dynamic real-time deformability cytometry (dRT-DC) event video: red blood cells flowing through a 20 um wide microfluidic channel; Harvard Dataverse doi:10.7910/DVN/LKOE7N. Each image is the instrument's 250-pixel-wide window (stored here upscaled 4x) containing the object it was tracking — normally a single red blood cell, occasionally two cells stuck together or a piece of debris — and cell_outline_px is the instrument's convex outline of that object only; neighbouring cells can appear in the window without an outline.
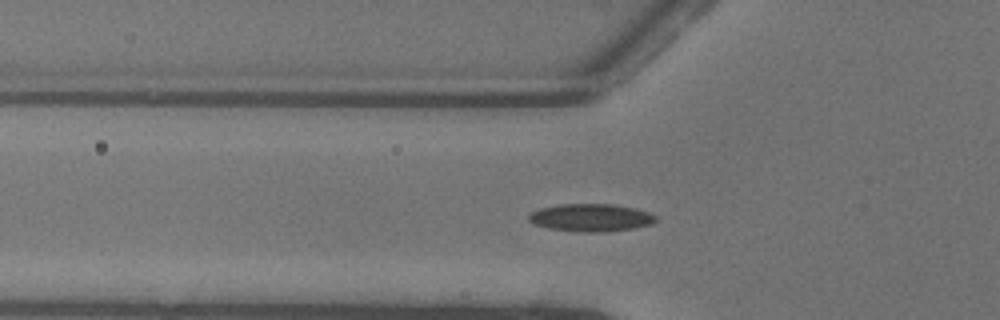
{"species": "common noctule bat (a hibernating species)", "species_latin": "Nyctalus noctula", "temperature_condition": "warm", "stored_images_in_passage": 52, "camera_frame_rate_fps": 3000, "um_per_image_px": 0.085, "animal": {"sex": "female"}, "frame": {"image": 1, "passage_image": 18, "time_ms": 5.667, "image_size_px": [1000, 320], "cell_outline_px": [[656, 220], [652, 224], [632, 228], [600, 232], [576, 232], [548, 228], [536, 224], [528, 220], [528, 216], [532, 212], [540, 208], [560, 204], [612, 204], [632, 208], [648, 212], [656, 216]], "centroid_in_image_um": [50.2, 18.5], "position_along_channel_um": 75.6, "area_um2": 20.29}}
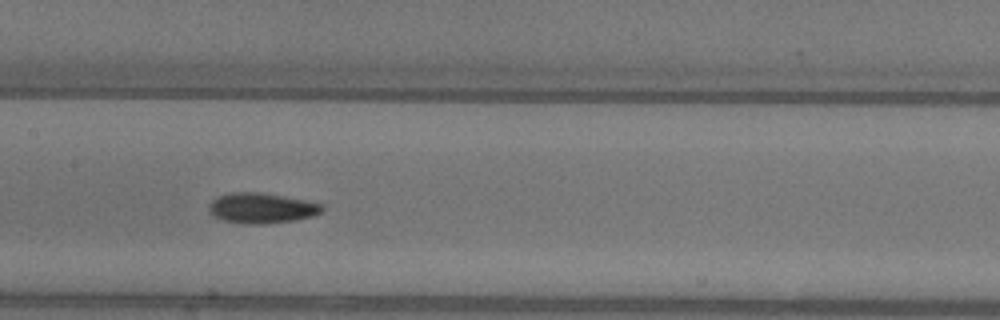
{"frame": {"image": 2, "passage_image": 26, "time_ms": 8.333, "image_size_px": [1000, 320], "cell_outline_px": [[324, 208], [320, 212], [312, 216], [296, 220], [264, 224], [244, 224], [220, 220], [208, 212], [208, 208], [212, 200], [216, 196], [228, 192], [260, 192], [308, 200], [324, 204]], "centroid_in_image_um": [22.21, 17.68], "position_along_channel_um": 185.2, "area_um2": 20.4}}
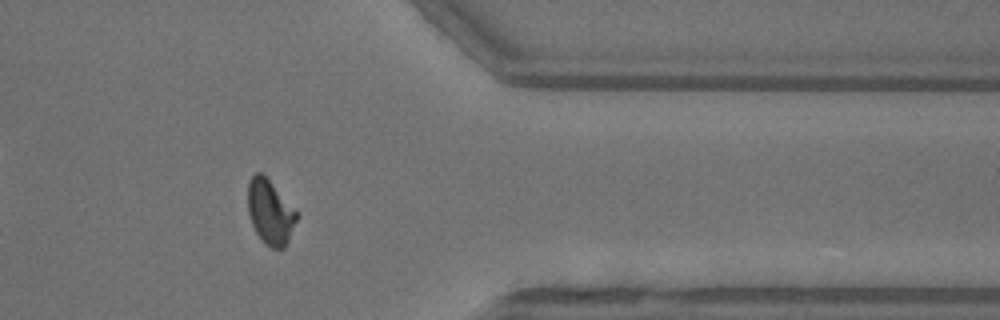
{"frame": {"image": 3, "passage_image": 42, "time_ms": 13.667, "image_size_px": [1000, 320], "cell_outline_px": [[300, 216], [284, 248], [272, 248], [264, 244], [256, 232], [252, 224], [248, 212], [248, 180], [256, 172], [260, 172], [300, 212]], "centroid_in_image_um": [23.0, 18.04], "position_along_channel_um": 388.4, "area_um2": 18.55}, "authors_computed_cell_mechanics": {"area_um2": 18.5249, "velocity_mm_per_s": 4.0762, "shape_relaxation_time_tau1_ms": 6.1705, "shape_relaxation_time_tau2_ms": 1.7861, "deformation_change_tau1": 0.1801, "deformation_change_tau2": 0.0709}}